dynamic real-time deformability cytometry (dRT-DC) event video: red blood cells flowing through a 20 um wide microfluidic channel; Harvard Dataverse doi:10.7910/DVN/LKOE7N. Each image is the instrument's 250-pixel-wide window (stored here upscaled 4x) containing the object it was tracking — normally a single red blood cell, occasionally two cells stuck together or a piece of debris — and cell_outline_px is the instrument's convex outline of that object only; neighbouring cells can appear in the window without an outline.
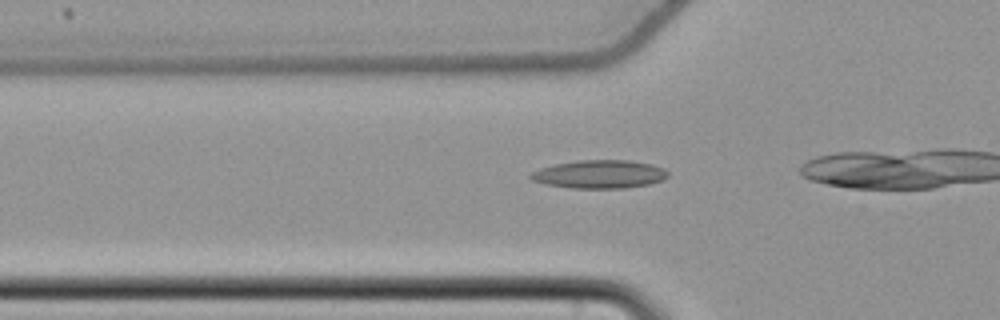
{"species": "common noctule bat (a hibernating species)", "species_latin": "Nyctalus noctula", "temperature_condition": "cold", "stored_images_in_passage": 19, "camera_frame_rate_fps": 3000, "um_per_image_px": 0.085, "animal": {"sex": "female", "body_mass_g": 22.7, "forearm_length_mm": 54.2}, "frame": {"image": 1, "passage_image": 11, "time_ms": 3.333, "image_size_px": [1000, 320], "cell_outline_px": [[668, 176], [664, 180], [648, 184], [624, 188], [572, 188], [544, 184], [532, 180], [528, 176], [532, 172], [540, 168], [556, 164], [580, 160], [628, 160], [652, 164], [664, 168], [668, 172]], "centroid_in_image_um": [50.97, 14.81], "position_along_channel_um": 74.8, "area_um2": 22.6}}